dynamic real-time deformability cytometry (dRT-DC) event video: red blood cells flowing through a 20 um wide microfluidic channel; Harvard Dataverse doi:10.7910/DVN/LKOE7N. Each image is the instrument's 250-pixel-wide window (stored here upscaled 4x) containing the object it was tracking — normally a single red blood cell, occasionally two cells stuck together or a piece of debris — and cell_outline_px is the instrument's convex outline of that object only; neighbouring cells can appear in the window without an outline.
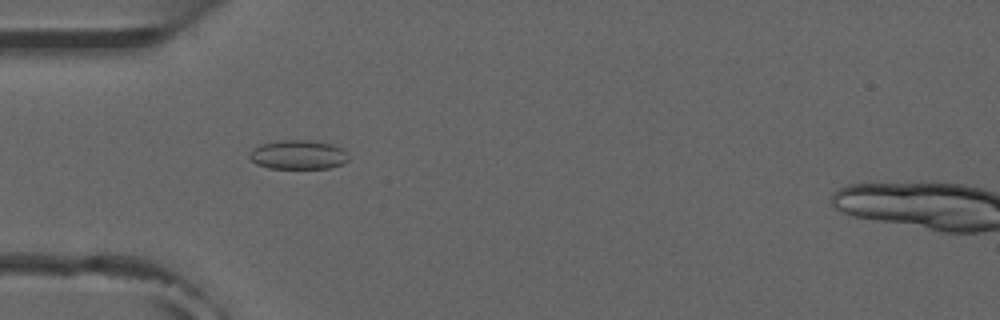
{"species": "common noctule bat (a hibernating species)", "species_latin": "Nyctalus noctula", "temperature_condition": "room temperature", "stored_images_in_passage": 6, "camera_frame_rate_fps": 3000, "um_per_image_px": 0.085, "animal": {"sex": "male", "forearm_length_mm": 52.5}, "frame": {"image": 1, "passage_image": 5, "time_ms": 4.667, "image_size_px": [1000, 320], "cell_outline_px": [[348, 160], [344, 164], [328, 168], [268, 168], [256, 164], [248, 156], [260, 144], [276, 140], [308, 140], [332, 144], [340, 148], [348, 156]], "centroid_in_image_um": [25.34, 13.15], "position_along_channel_um": 59.7, "area_um2": 16.7}}
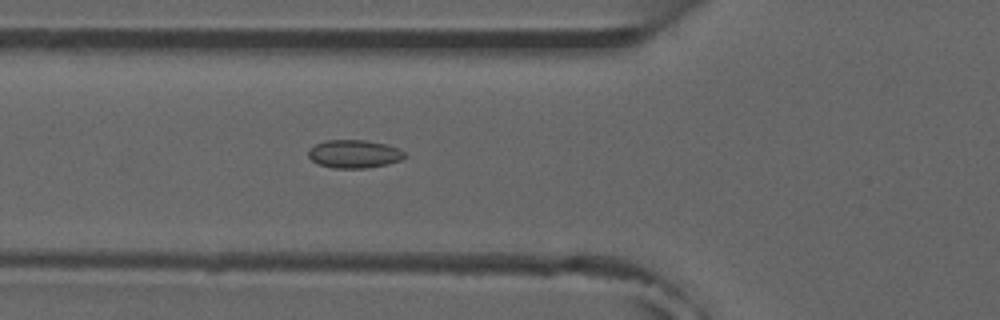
{"frame": {"image": 2, "passage_image": 6, "time_ms": 5.667, "image_size_px": [1000, 320], "cell_outline_px": [[408, 156], [400, 160], [388, 164], [368, 168], [332, 168], [316, 164], [308, 156], [308, 148], [324, 140], [364, 140], [388, 144], [400, 148]], "centroid_in_image_um": [30.11, 13.08], "position_along_channel_um": 95.7, "area_um2": 16.13}}